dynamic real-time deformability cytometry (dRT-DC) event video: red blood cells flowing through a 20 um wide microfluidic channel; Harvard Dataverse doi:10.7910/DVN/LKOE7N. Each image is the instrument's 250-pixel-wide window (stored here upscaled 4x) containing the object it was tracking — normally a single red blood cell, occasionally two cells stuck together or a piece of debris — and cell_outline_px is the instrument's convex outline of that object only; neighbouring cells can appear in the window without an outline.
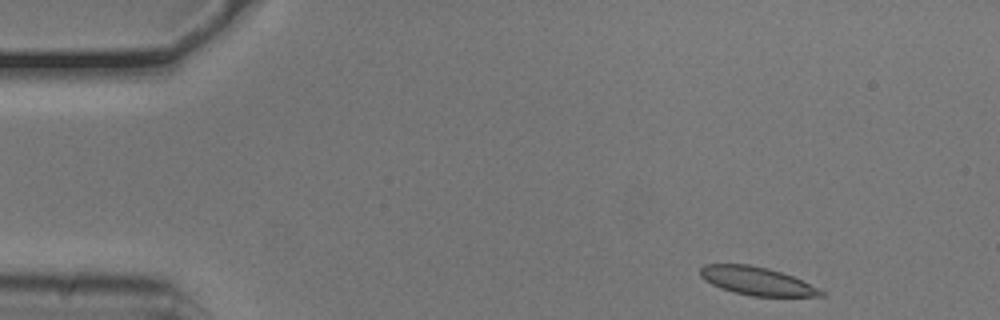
{"species": "common noctule bat (a hibernating species)", "species_latin": "Nyctalus noctula", "temperature_condition": "cold", "stored_images_in_passage": 11, "camera_frame_rate_fps": 3000, "um_per_image_px": 0.085, "animal": {"sex": "male", "body_mass_g": 20.5, "forearm_length_mm": 52.5}, "frame": {"image": 1, "passage_image": 1, "time_ms": 0.0, "image_size_px": [1000, 320], "cell_outline_px": [[828, 296], [752, 296], [720, 288], [704, 280], [700, 276], [700, 268], [704, 264], [748, 264], [768, 268], [792, 276], [820, 288], [828, 292]], "centroid_in_image_um": [64.37, 23.89], "position_along_channel_um": 20.6, "area_um2": 19.88}}
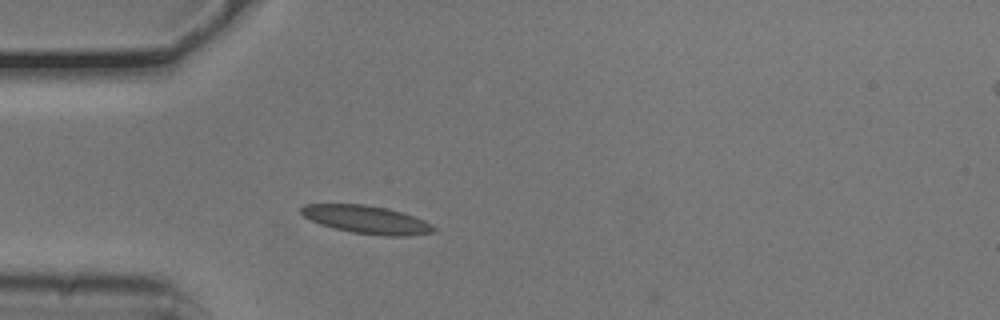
{"frame": {"image": 2, "passage_image": 10, "time_ms": 3.0, "image_size_px": [1000, 320], "cell_outline_px": [[436, 232], [408, 236], [384, 236], [352, 232], [320, 224], [304, 216], [300, 212], [300, 208], [304, 204], [364, 204], [384, 208], [400, 212], [424, 220], [432, 224], [436, 228]], "centroid_in_image_um": [31.18, 18.67], "position_along_channel_um": 53.8, "area_um2": 21.44}}